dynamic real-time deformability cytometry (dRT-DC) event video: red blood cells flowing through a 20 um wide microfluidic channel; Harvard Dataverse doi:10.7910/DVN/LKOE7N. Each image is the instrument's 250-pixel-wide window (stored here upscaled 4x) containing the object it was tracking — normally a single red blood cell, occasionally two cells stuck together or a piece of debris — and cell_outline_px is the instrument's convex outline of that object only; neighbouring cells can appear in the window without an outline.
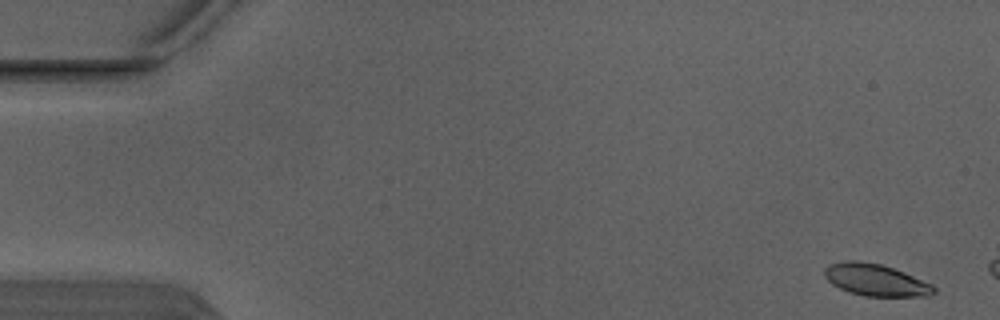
{"species": "Egyptian fruit bat (a non-hibernating species)", "species_latin": "Rousettus aegyptiacus", "temperature_condition": "warm", "stored_images_in_passage": 3, "camera_frame_rate_fps": 3000, "um_per_image_px": 0.085, "animal": {"sex": "male"}, "frame": {"image": 1, "passage_image": 1, "time_ms": 0.0, "image_size_px": [1000, 320], "cell_outline_px": [[936, 292], [928, 296], [864, 296], [848, 292], [832, 284], [824, 276], [824, 268], [828, 264], [844, 260], [860, 260], [880, 264], [904, 272], [932, 284], [936, 288]], "centroid_in_image_um": [74.4, 23.79], "position_along_channel_um": 10.6, "area_um2": 20.46}}